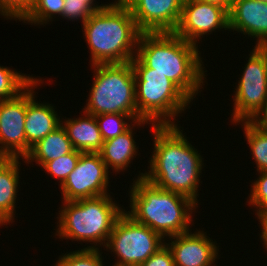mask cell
Instances as JSON below:
<instances>
[{
	"label": "cell",
	"mask_w": 267,
	"mask_h": 266,
	"mask_svg": "<svg viewBox=\"0 0 267 266\" xmlns=\"http://www.w3.org/2000/svg\"><path fill=\"white\" fill-rule=\"evenodd\" d=\"M154 151L150 171L141 173L149 183L188 197L198 205L203 159L175 125H152Z\"/></svg>",
	"instance_id": "obj_1"
},
{
	"label": "cell",
	"mask_w": 267,
	"mask_h": 266,
	"mask_svg": "<svg viewBox=\"0 0 267 266\" xmlns=\"http://www.w3.org/2000/svg\"><path fill=\"white\" fill-rule=\"evenodd\" d=\"M199 54L198 45L174 32H158L141 33L135 55L151 72L163 74L193 100L206 76Z\"/></svg>",
	"instance_id": "obj_2"
},
{
	"label": "cell",
	"mask_w": 267,
	"mask_h": 266,
	"mask_svg": "<svg viewBox=\"0 0 267 266\" xmlns=\"http://www.w3.org/2000/svg\"><path fill=\"white\" fill-rule=\"evenodd\" d=\"M137 178L129 191L131 211L126 213L163 238L189 232L197 204L186 196L156 187L140 175Z\"/></svg>",
	"instance_id": "obj_3"
},
{
	"label": "cell",
	"mask_w": 267,
	"mask_h": 266,
	"mask_svg": "<svg viewBox=\"0 0 267 266\" xmlns=\"http://www.w3.org/2000/svg\"><path fill=\"white\" fill-rule=\"evenodd\" d=\"M83 32L92 65L130 62L136 56L134 54L142 33L131 10L116 5L91 14L83 23Z\"/></svg>",
	"instance_id": "obj_4"
},
{
	"label": "cell",
	"mask_w": 267,
	"mask_h": 266,
	"mask_svg": "<svg viewBox=\"0 0 267 266\" xmlns=\"http://www.w3.org/2000/svg\"><path fill=\"white\" fill-rule=\"evenodd\" d=\"M64 203L57 217L56 235L61 239L96 244L86 248H98L96 246L103 243L105 246L116 220L125 211L109 194Z\"/></svg>",
	"instance_id": "obj_5"
},
{
	"label": "cell",
	"mask_w": 267,
	"mask_h": 266,
	"mask_svg": "<svg viewBox=\"0 0 267 266\" xmlns=\"http://www.w3.org/2000/svg\"><path fill=\"white\" fill-rule=\"evenodd\" d=\"M130 62L138 114L154 125H175V116L187 109L191 99L166 76L151 72L136 56Z\"/></svg>",
	"instance_id": "obj_6"
},
{
	"label": "cell",
	"mask_w": 267,
	"mask_h": 266,
	"mask_svg": "<svg viewBox=\"0 0 267 266\" xmlns=\"http://www.w3.org/2000/svg\"><path fill=\"white\" fill-rule=\"evenodd\" d=\"M94 67V82L88 103L83 111L93 116L101 114H129L136 122L135 78L131 62L99 64Z\"/></svg>",
	"instance_id": "obj_7"
},
{
	"label": "cell",
	"mask_w": 267,
	"mask_h": 266,
	"mask_svg": "<svg viewBox=\"0 0 267 266\" xmlns=\"http://www.w3.org/2000/svg\"><path fill=\"white\" fill-rule=\"evenodd\" d=\"M164 238L124 211L116 220L105 245L118 259L112 266H140L161 248Z\"/></svg>",
	"instance_id": "obj_8"
},
{
	"label": "cell",
	"mask_w": 267,
	"mask_h": 266,
	"mask_svg": "<svg viewBox=\"0 0 267 266\" xmlns=\"http://www.w3.org/2000/svg\"><path fill=\"white\" fill-rule=\"evenodd\" d=\"M235 89L232 123L249 121L267 99V60L254 46Z\"/></svg>",
	"instance_id": "obj_9"
},
{
	"label": "cell",
	"mask_w": 267,
	"mask_h": 266,
	"mask_svg": "<svg viewBox=\"0 0 267 266\" xmlns=\"http://www.w3.org/2000/svg\"><path fill=\"white\" fill-rule=\"evenodd\" d=\"M109 170L99 153H82L75 169L60 186L63 201H76L109 194Z\"/></svg>",
	"instance_id": "obj_10"
},
{
	"label": "cell",
	"mask_w": 267,
	"mask_h": 266,
	"mask_svg": "<svg viewBox=\"0 0 267 266\" xmlns=\"http://www.w3.org/2000/svg\"><path fill=\"white\" fill-rule=\"evenodd\" d=\"M223 28L229 29V15L225 8L199 0H184L181 18L174 33L197 45L201 36Z\"/></svg>",
	"instance_id": "obj_11"
},
{
	"label": "cell",
	"mask_w": 267,
	"mask_h": 266,
	"mask_svg": "<svg viewBox=\"0 0 267 266\" xmlns=\"http://www.w3.org/2000/svg\"><path fill=\"white\" fill-rule=\"evenodd\" d=\"M26 113L27 88L15 98L0 101V156L26 157Z\"/></svg>",
	"instance_id": "obj_12"
},
{
	"label": "cell",
	"mask_w": 267,
	"mask_h": 266,
	"mask_svg": "<svg viewBox=\"0 0 267 266\" xmlns=\"http://www.w3.org/2000/svg\"><path fill=\"white\" fill-rule=\"evenodd\" d=\"M184 0H139L130 10L142 33L174 32Z\"/></svg>",
	"instance_id": "obj_13"
},
{
	"label": "cell",
	"mask_w": 267,
	"mask_h": 266,
	"mask_svg": "<svg viewBox=\"0 0 267 266\" xmlns=\"http://www.w3.org/2000/svg\"><path fill=\"white\" fill-rule=\"evenodd\" d=\"M206 232H186L171 236V243H165L172 253L175 266H212L218 251L215 242ZM174 239V241H173Z\"/></svg>",
	"instance_id": "obj_14"
},
{
	"label": "cell",
	"mask_w": 267,
	"mask_h": 266,
	"mask_svg": "<svg viewBox=\"0 0 267 266\" xmlns=\"http://www.w3.org/2000/svg\"><path fill=\"white\" fill-rule=\"evenodd\" d=\"M41 79H35L27 87V113L25 116L26 156L31 148L61 125L55 109L51 104L36 103L33 87L40 84ZM30 87V88H29Z\"/></svg>",
	"instance_id": "obj_15"
},
{
	"label": "cell",
	"mask_w": 267,
	"mask_h": 266,
	"mask_svg": "<svg viewBox=\"0 0 267 266\" xmlns=\"http://www.w3.org/2000/svg\"><path fill=\"white\" fill-rule=\"evenodd\" d=\"M229 15V30L257 38L256 46L267 40V3L257 0H233Z\"/></svg>",
	"instance_id": "obj_16"
},
{
	"label": "cell",
	"mask_w": 267,
	"mask_h": 266,
	"mask_svg": "<svg viewBox=\"0 0 267 266\" xmlns=\"http://www.w3.org/2000/svg\"><path fill=\"white\" fill-rule=\"evenodd\" d=\"M61 122L75 150L83 153H98L101 150L104 141L95 116L84 111V117L67 118Z\"/></svg>",
	"instance_id": "obj_17"
},
{
	"label": "cell",
	"mask_w": 267,
	"mask_h": 266,
	"mask_svg": "<svg viewBox=\"0 0 267 266\" xmlns=\"http://www.w3.org/2000/svg\"><path fill=\"white\" fill-rule=\"evenodd\" d=\"M132 127L123 134L103 142L101 150L98 152L105 163L107 170L109 167L119 172L125 170L133 158L137 155L136 142L133 138Z\"/></svg>",
	"instance_id": "obj_18"
},
{
	"label": "cell",
	"mask_w": 267,
	"mask_h": 266,
	"mask_svg": "<svg viewBox=\"0 0 267 266\" xmlns=\"http://www.w3.org/2000/svg\"><path fill=\"white\" fill-rule=\"evenodd\" d=\"M74 150L62 124L34 145L24 158V163L33 160L43 167L47 162L62 157ZM31 160V161H30Z\"/></svg>",
	"instance_id": "obj_19"
},
{
	"label": "cell",
	"mask_w": 267,
	"mask_h": 266,
	"mask_svg": "<svg viewBox=\"0 0 267 266\" xmlns=\"http://www.w3.org/2000/svg\"><path fill=\"white\" fill-rule=\"evenodd\" d=\"M19 158H7L0 165V217L13 222L17 187L19 184Z\"/></svg>",
	"instance_id": "obj_20"
},
{
	"label": "cell",
	"mask_w": 267,
	"mask_h": 266,
	"mask_svg": "<svg viewBox=\"0 0 267 266\" xmlns=\"http://www.w3.org/2000/svg\"><path fill=\"white\" fill-rule=\"evenodd\" d=\"M95 119L97 121L103 141L115 138L123 134L132 125L137 124V126L138 125L141 126L142 124H146L148 122H149L148 124L154 125L152 122L145 119L136 122L129 114H119V113L101 114V115H96ZM126 119H128V121L131 119V121L134 122V124H131L130 126V124L124 121Z\"/></svg>",
	"instance_id": "obj_21"
},
{
	"label": "cell",
	"mask_w": 267,
	"mask_h": 266,
	"mask_svg": "<svg viewBox=\"0 0 267 266\" xmlns=\"http://www.w3.org/2000/svg\"><path fill=\"white\" fill-rule=\"evenodd\" d=\"M240 122L244 126V133L257 165V171H267V131L256 128L249 121Z\"/></svg>",
	"instance_id": "obj_22"
},
{
	"label": "cell",
	"mask_w": 267,
	"mask_h": 266,
	"mask_svg": "<svg viewBox=\"0 0 267 266\" xmlns=\"http://www.w3.org/2000/svg\"><path fill=\"white\" fill-rule=\"evenodd\" d=\"M36 78L0 66V101L17 97Z\"/></svg>",
	"instance_id": "obj_23"
},
{
	"label": "cell",
	"mask_w": 267,
	"mask_h": 266,
	"mask_svg": "<svg viewBox=\"0 0 267 266\" xmlns=\"http://www.w3.org/2000/svg\"><path fill=\"white\" fill-rule=\"evenodd\" d=\"M64 0H34L28 14L21 20L25 23L46 24L55 14L62 15Z\"/></svg>",
	"instance_id": "obj_24"
},
{
	"label": "cell",
	"mask_w": 267,
	"mask_h": 266,
	"mask_svg": "<svg viewBox=\"0 0 267 266\" xmlns=\"http://www.w3.org/2000/svg\"><path fill=\"white\" fill-rule=\"evenodd\" d=\"M101 255L99 248H83L60 256L54 266H103Z\"/></svg>",
	"instance_id": "obj_25"
},
{
	"label": "cell",
	"mask_w": 267,
	"mask_h": 266,
	"mask_svg": "<svg viewBox=\"0 0 267 266\" xmlns=\"http://www.w3.org/2000/svg\"><path fill=\"white\" fill-rule=\"evenodd\" d=\"M82 153L83 152L74 149L71 153L47 162L42 168H44L47 173H50L51 177L53 176L60 180L61 186L69 174L75 169Z\"/></svg>",
	"instance_id": "obj_26"
},
{
	"label": "cell",
	"mask_w": 267,
	"mask_h": 266,
	"mask_svg": "<svg viewBox=\"0 0 267 266\" xmlns=\"http://www.w3.org/2000/svg\"><path fill=\"white\" fill-rule=\"evenodd\" d=\"M34 0H0V14L11 20H22L30 11Z\"/></svg>",
	"instance_id": "obj_27"
},
{
	"label": "cell",
	"mask_w": 267,
	"mask_h": 266,
	"mask_svg": "<svg viewBox=\"0 0 267 266\" xmlns=\"http://www.w3.org/2000/svg\"><path fill=\"white\" fill-rule=\"evenodd\" d=\"M95 10L87 3L82 0H64V7L62 10V18L68 20L82 19V24L88 20L91 14Z\"/></svg>",
	"instance_id": "obj_28"
},
{
	"label": "cell",
	"mask_w": 267,
	"mask_h": 266,
	"mask_svg": "<svg viewBox=\"0 0 267 266\" xmlns=\"http://www.w3.org/2000/svg\"><path fill=\"white\" fill-rule=\"evenodd\" d=\"M259 173L258 179L252 183L248 201L249 205L256 207V214L267 204V171Z\"/></svg>",
	"instance_id": "obj_29"
},
{
	"label": "cell",
	"mask_w": 267,
	"mask_h": 266,
	"mask_svg": "<svg viewBox=\"0 0 267 266\" xmlns=\"http://www.w3.org/2000/svg\"><path fill=\"white\" fill-rule=\"evenodd\" d=\"M140 266H175L168 246L164 244Z\"/></svg>",
	"instance_id": "obj_30"
},
{
	"label": "cell",
	"mask_w": 267,
	"mask_h": 266,
	"mask_svg": "<svg viewBox=\"0 0 267 266\" xmlns=\"http://www.w3.org/2000/svg\"><path fill=\"white\" fill-rule=\"evenodd\" d=\"M249 122L256 128L267 131V99L257 113L249 120Z\"/></svg>",
	"instance_id": "obj_31"
},
{
	"label": "cell",
	"mask_w": 267,
	"mask_h": 266,
	"mask_svg": "<svg viewBox=\"0 0 267 266\" xmlns=\"http://www.w3.org/2000/svg\"><path fill=\"white\" fill-rule=\"evenodd\" d=\"M199 1L219 5L225 8L229 12L233 0H199Z\"/></svg>",
	"instance_id": "obj_32"
},
{
	"label": "cell",
	"mask_w": 267,
	"mask_h": 266,
	"mask_svg": "<svg viewBox=\"0 0 267 266\" xmlns=\"http://www.w3.org/2000/svg\"><path fill=\"white\" fill-rule=\"evenodd\" d=\"M138 1L139 0H117L114 2V5L121 8L131 9Z\"/></svg>",
	"instance_id": "obj_33"
},
{
	"label": "cell",
	"mask_w": 267,
	"mask_h": 266,
	"mask_svg": "<svg viewBox=\"0 0 267 266\" xmlns=\"http://www.w3.org/2000/svg\"><path fill=\"white\" fill-rule=\"evenodd\" d=\"M259 224L263 227L267 223V204L257 213Z\"/></svg>",
	"instance_id": "obj_34"
},
{
	"label": "cell",
	"mask_w": 267,
	"mask_h": 266,
	"mask_svg": "<svg viewBox=\"0 0 267 266\" xmlns=\"http://www.w3.org/2000/svg\"><path fill=\"white\" fill-rule=\"evenodd\" d=\"M82 1H84V2H87L95 11H97V10H101V9H104V8H107V7H110V6H113L114 5V3L112 4H109L108 3V5L107 4H101L100 6L98 5V4H94L93 2H95L94 0H82Z\"/></svg>",
	"instance_id": "obj_35"
},
{
	"label": "cell",
	"mask_w": 267,
	"mask_h": 266,
	"mask_svg": "<svg viewBox=\"0 0 267 266\" xmlns=\"http://www.w3.org/2000/svg\"><path fill=\"white\" fill-rule=\"evenodd\" d=\"M261 229L262 230H260V231H262V232H260L261 233L260 238L264 241L263 244L267 250V223Z\"/></svg>",
	"instance_id": "obj_36"
},
{
	"label": "cell",
	"mask_w": 267,
	"mask_h": 266,
	"mask_svg": "<svg viewBox=\"0 0 267 266\" xmlns=\"http://www.w3.org/2000/svg\"><path fill=\"white\" fill-rule=\"evenodd\" d=\"M261 52L265 55L266 60H267V40L261 42L258 46H257Z\"/></svg>",
	"instance_id": "obj_37"
},
{
	"label": "cell",
	"mask_w": 267,
	"mask_h": 266,
	"mask_svg": "<svg viewBox=\"0 0 267 266\" xmlns=\"http://www.w3.org/2000/svg\"><path fill=\"white\" fill-rule=\"evenodd\" d=\"M6 156H0V165L7 159Z\"/></svg>",
	"instance_id": "obj_38"
},
{
	"label": "cell",
	"mask_w": 267,
	"mask_h": 266,
	"mask_svg": "<svg viewBox=\"0 0 267 266\" xmlns=\"http://www.w3.org/2000/svg\"><path fill=\"white\" fill-rule=\"evenodd\" d=\"M7 225V223L0 217V225L2 226V225Z\"/></svg>",
	"instance_id": "obj_39"
},
{
	"label": "cell",
	"mask_w": 267,
	"mask_h": 266,
	"mask_svg": "<svg viewBox=\"0 0 267 266\" xmlns=\"http://www.w3.org/2000/svg\"><path fill=\"white\" fill-rule=\"evenodd\" d=\"M257 1H261V2H266L267 3V0H257Z\"/></svg>",
	"instance_id": "obj_40"
}]
</instances>
